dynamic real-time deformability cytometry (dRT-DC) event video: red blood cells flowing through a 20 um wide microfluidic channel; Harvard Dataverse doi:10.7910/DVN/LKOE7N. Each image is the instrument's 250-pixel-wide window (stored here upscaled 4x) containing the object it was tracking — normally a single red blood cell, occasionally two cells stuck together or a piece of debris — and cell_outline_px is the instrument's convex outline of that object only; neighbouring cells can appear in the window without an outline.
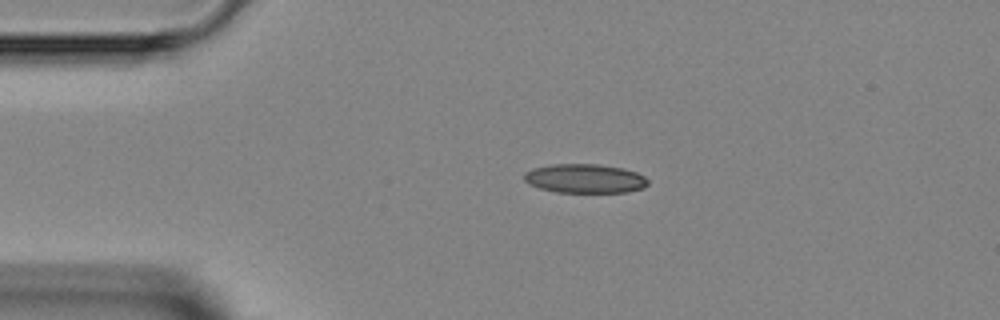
{"species": "Egyptian fruit bat (a non-hibernating species)", "species_latin": "Rousettus aegyptiacus", "temperature_condition": "room temperature", "stored_images_in_passage": 35, "camera_frame_rate_fps": 3000, "um_per_image_px": 0.085, "animal": {"sex": "female"}, "frame": {"image": 1, "passage_image": 4, "time_ms": 1.0, "image_size_px": [1000, 320], "cell_outline_px": [[648, 184], [644, 188], [628, 192], [556, 192], [540, 188], [528, 184], [524, 180], [524, 172], [532, 168], [552, 164], [596, 164], [620, 168], [636, 172], [644, 176], [648, 180]], "centroid_in_image_um": [49.69, 15.18], "position_along_channel_um": 35.3, "area_um2": 20.98}}
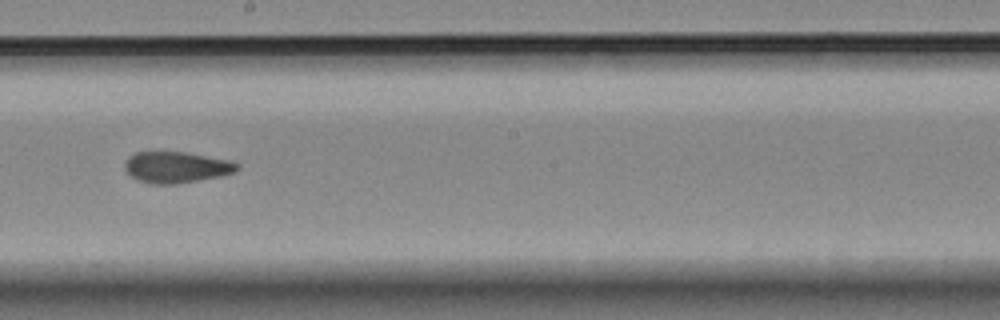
{"frame": {"image": 2, "passage_image": 20, "time_ms": 6.333, "image_size_px": [1000, 320], "cell_outline_px": [[240, 168], [236, 172], [220, 176], [176, 184], [152, 184], [140, 180], [132, 176], [124, 168], [124, 164], [128, 156], [136, 152], [184, 152], [232, 160], [240, 164]], "centroid_in_image_um": [15.03, 14.21], "position_along_channel_um": 233.2, "area_um2": 20.46}}
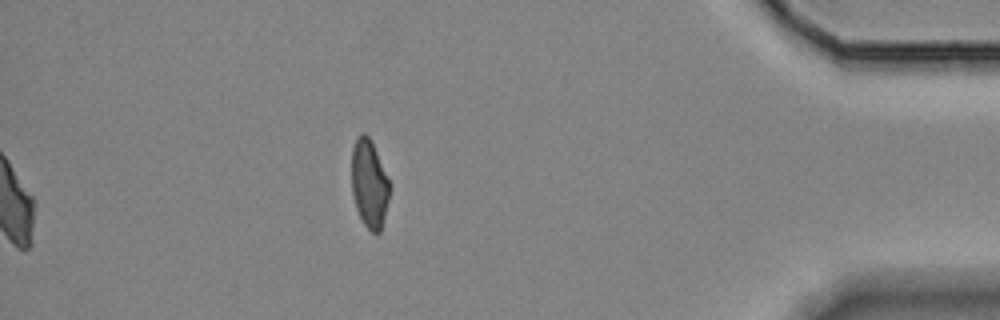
{"frame": {"image": 3, "passage_image": 35, "time_ms": 11.333, "image_size_px": [1000, 320], "cell_outline_px": [[388, 200], [380, 232], [372, 232], [364, 224], [356, 208], [352, 192], [352, 148], [356, 136], [360, 132], [364, 132], [372, 140], [388, 180]], "centroid_in_image_um": [31.35, 15.55], "position_along_channel_um": 403.8, "area_um2": 19.19}}